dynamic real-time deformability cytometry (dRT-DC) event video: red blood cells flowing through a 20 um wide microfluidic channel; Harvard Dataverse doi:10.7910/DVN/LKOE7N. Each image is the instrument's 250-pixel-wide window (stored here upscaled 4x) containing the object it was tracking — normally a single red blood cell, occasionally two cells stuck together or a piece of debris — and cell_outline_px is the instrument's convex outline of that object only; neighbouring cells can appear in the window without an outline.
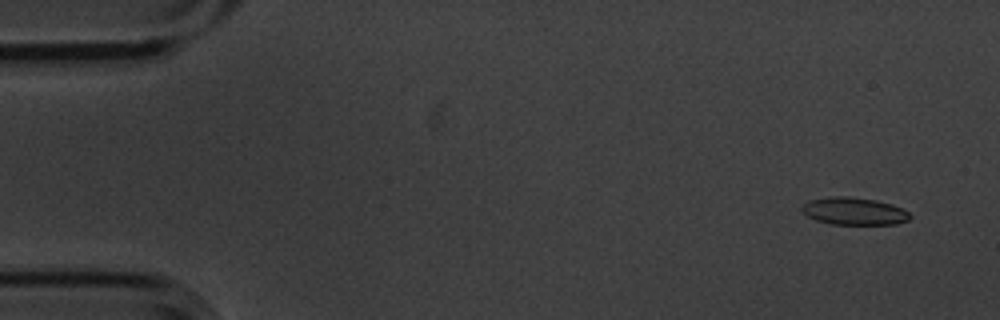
{"species": "common noctule bat (a hibernating species)", "species_latin": "Nyctalus noctula", "temperature_condition": "cold", "stored_images_in_passage": 55, "camera_frame_rate_fps": 3000, "um_per_image_px": 0.085, "animal": {"sex": "male", "body_mass_g": 20.1, "forearm_length_mm": 53.5}, "frame": {"image": 1, "passage_image": 3, "time_ms": 0.667, "image_size_px": [1000, 320], "cell_outline_px": [[912, 216], [908, 220], [896, 224], [832, 224], [816, 220], [808, 216], [800, 208], [808, 200], [836, 196], [848, 196], [876, 200], [892, 204], [908, 212]], "centroid_in_image_um": [72.6, 17.95], "position_along_channel_um": 12.4, "area_um2": 17.17}}
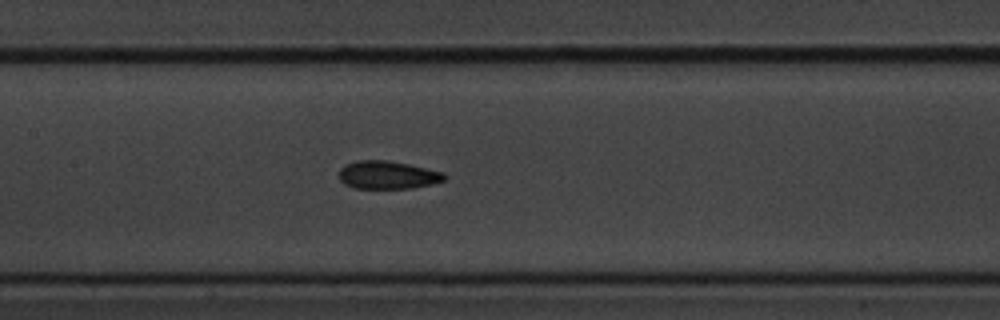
{"frame": {"image": 2, "passage_image": 26, "time_ms": 8.333, "image_size_px": [1000, 320], "cell_outline_px": [[444, 180], [432, 184], [412, 188], [356, 188], [344, 184], [340, 180], [340, 168], [344, 164], [356, 160], [388, 160], [408, 164], [444, 172]], "centroid_in_image_um": [32.92, 14.86], "position_along_channel_um": 174.5, "area_um2": 17.17}}
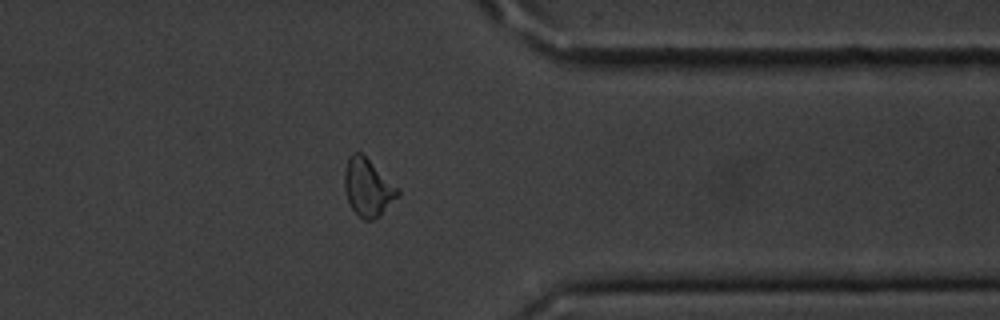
{"frame": {"image": 3, "passage_image": 44, "time_ms": 14.333, "image_size_px": [1000, 320], "cell_outline_px": [[400, 192], [380, 216], [372, 220], [364, 220], [352, 208], [348, 200], [344, 188], [344, 172], [348, 156], [352, 152], [360, 152], [400, 188]], "centroid_in_image_um": [31.26, 15.92], "position_along_channel_um": 380.1, "area_um2": 17.74}, "authors_computed_cell_mechanics": {"area_um2": 17.5134, "velocity_mm_per_s": 3.5682, "shape_relaxation_time_tau1_ms": 4.2599, "shape_relaxation_time_tau2_ms": 3.4552, "deformation_change_tau1": 0.098, "deformation_change_tau2": 0.0945}}